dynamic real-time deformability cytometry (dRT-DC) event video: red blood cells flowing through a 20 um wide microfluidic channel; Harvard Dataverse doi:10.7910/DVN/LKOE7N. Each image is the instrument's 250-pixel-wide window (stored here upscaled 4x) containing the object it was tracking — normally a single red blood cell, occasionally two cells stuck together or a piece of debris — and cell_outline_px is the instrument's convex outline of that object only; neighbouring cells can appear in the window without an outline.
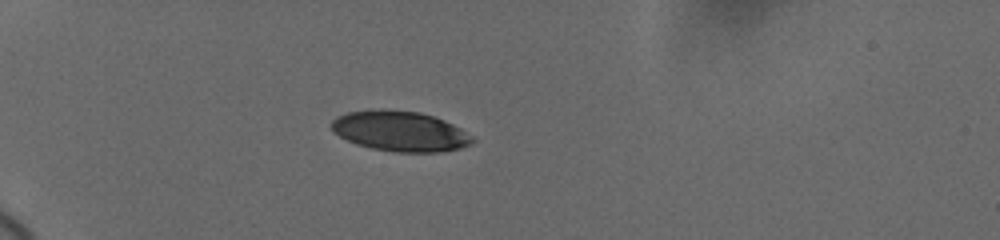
{"species": "human", "species_latin": "Homo sapiens", "temperature_condition": "cold", "stored_images_in_passage": 57, "camera_frame_rate_fps": 3000, "um_per_image_px": 0.085, "donor": {"sex": "female"}, "frame": {"image": 1, "passage_image": 1, "time_ms": 0.0, "image_size_px": [1000, 240], "cell_outline_px": [[476, 140], [472, 144], [460, 148], [436, 152], [396, 152], [372, 148], [356, 144], [332, 132], [332, 120], [336, 116], [348, 112], [380, 108], [420, 112], [444, 120], [460, 128], [472, 136]], "centroid_in_image_um": [34.0, 11.14], "position_along_channel_um": 51.0, "area_um2": 33.12}}
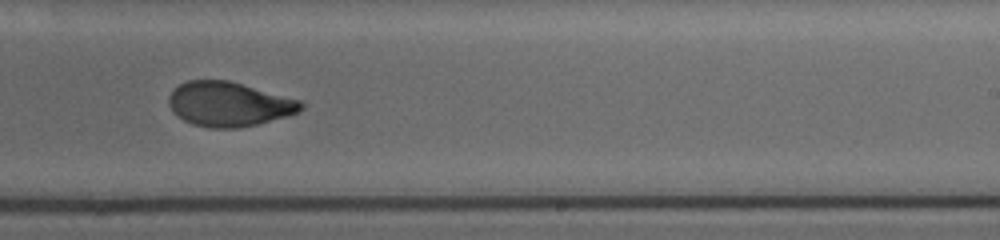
{"frame": {"image": 2, "passage_image": 30, "time_ms": 7.0, "image_size_px": [1000, 240], "cell_outline_px": [[304, 108], [288, 116], [256, 124], [236, 128], [212, 128], [192, 124], [176, 116], [168, 104], [168, 96], [180, 84], [188, 80], [228, 80], [300, 100], [304, 104]], "centroid_in_image_um": [19.44, 8.85], "position_along_channel_um": 269.6, "area_um2": 34.1}}
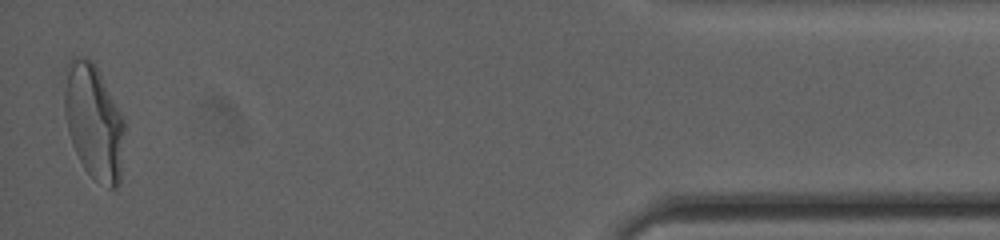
{"frame": {"image": 3, "passage_image": 56, "time_ms": 13.0, "image_size_px": [1000, 240], "cell_outline_px": [[124, 128], [120, 184], [116, 188], [108, 188], [96, 180], [84, 168], [72, 144], [68, 132], [64, 112], [64, 64], [72, 56], [84, 56], [92, 60], [96, 64], [124, 120]], "centroid_in_image_um": [7.94, 10.28], "position_along_channel_um": 427.3, "area_um2": 40.75}, "authors_computed_cell_mechanics": {"area_um2": 35.0846, "velocity_mm_per_s": 3.6589, "shape_relaxation_time_tau1_ms": 5.7245, "shape_relaxation_time_tau2_ms": 1.2314, "deformation_change_tau1": 0.1871, "deformation_change_tau2": 0.0588}}